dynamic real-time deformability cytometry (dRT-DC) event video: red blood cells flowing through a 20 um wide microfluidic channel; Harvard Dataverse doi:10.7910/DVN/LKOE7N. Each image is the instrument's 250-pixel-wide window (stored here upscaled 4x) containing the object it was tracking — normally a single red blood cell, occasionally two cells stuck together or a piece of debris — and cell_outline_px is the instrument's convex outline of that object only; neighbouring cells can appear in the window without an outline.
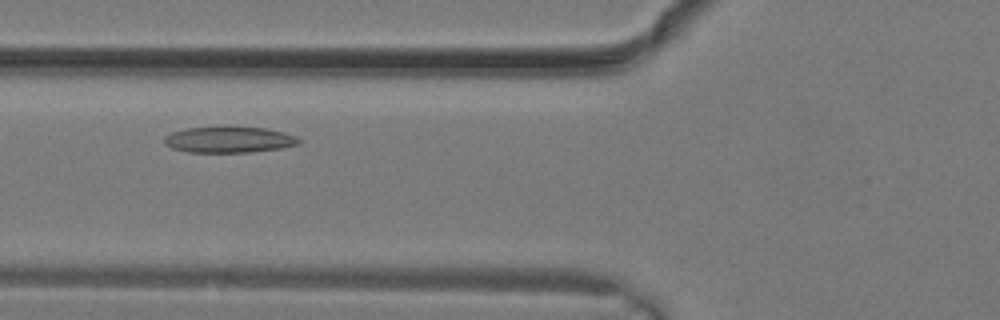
{"species": "common noctule bat (a hibernating species)", "species_latin": "Nyctalus noctula", "temperature_condition": "warm", "stored_images_in_passage": 8, "camera_frame_rate_fps": 3000, "um_per_image_px": 0.085, "animal": {"sex": "male", "body_mass_g": 19.2, "forearm_length_mm": 51.8}, "frame": {"image": 1, "passage_image": 3, "time_ms": 0.667, "image_size_px": [1000, 320], "cell_outline_px": [[300, 144], [280, 148], [248, 152], [188, 152], [172, 148], [164, 144], [164, 136], [172, 132], [188, 128], [224, 124], [264, 128], [284, 132], [296, 136], [300, 140]], "centroid_in_image_um": [19.44, 11.83], "position_along_channel_um": 106.4, "area_um2": 21.1}}
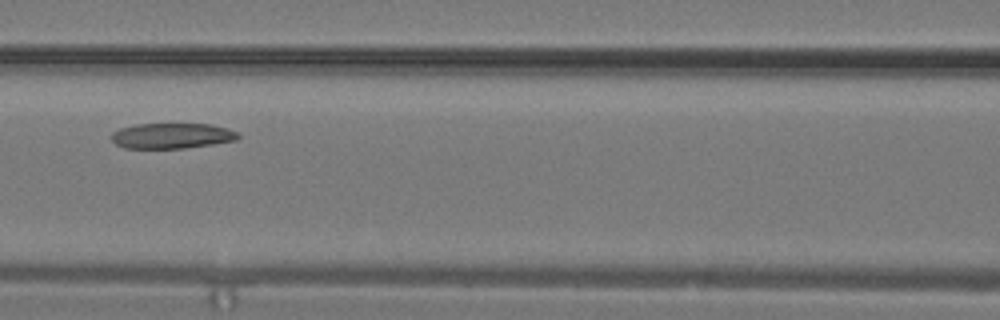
{"frame": {"image": 2, "passage_image": 5, "time_ms": 1.333, "image_size_px": [1000, 320], "cell_outline_px": [[240, 136], [236, 140], [212, 144], [184, 148], [124, 148], [116, 144], [112, 140], [112, 132], [120, 128], [136, 124], [208, 124], [228, 128], [236, 132]], "centroid_in_image_um": [14.59, 11.54], "position_along_channel_um": 152.0, "area_um2": 18.67}}
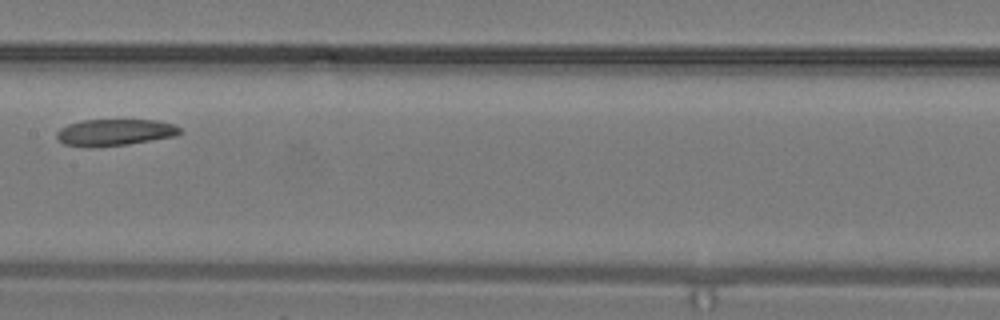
{"frame": {"image": 3, "passage_image": 7, "time_ms": 2.0, "image_size_px": [1000, 320], "cell_outline_px": [[184, 132], [176, 136], [128, 144], [88, 148], [64, 144], [56, 140], [56, 132], [60, 128], [68, 124], [80, 120], [156, 120], [172, 124], [180, 128]], "centroid_in_image_um": [9.72, 11.26], "position_along_channel_um": 197.7, "area_um2": 19.36}}